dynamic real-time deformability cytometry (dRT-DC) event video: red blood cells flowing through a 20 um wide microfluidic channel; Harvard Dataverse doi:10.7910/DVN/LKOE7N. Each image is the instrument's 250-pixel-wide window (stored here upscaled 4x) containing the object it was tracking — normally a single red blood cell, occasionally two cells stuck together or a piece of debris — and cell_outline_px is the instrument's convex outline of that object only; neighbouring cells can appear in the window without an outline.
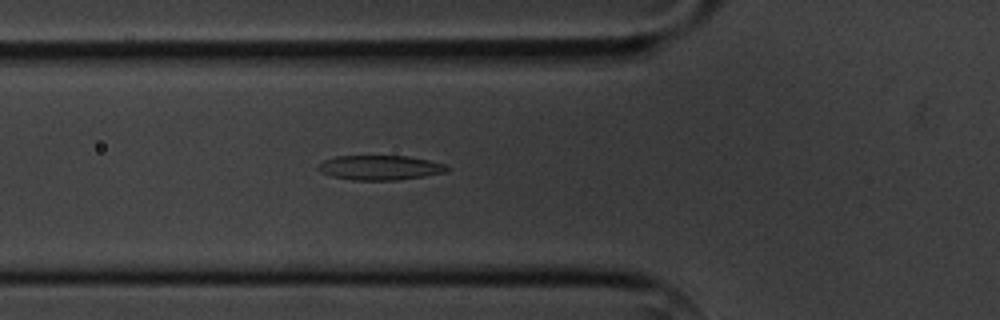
{"species": "common noctule bat (a hibernating species)", "species_latin": "Nyctalus noctula", "temperature_condition": "cold", "stored_images_in_passage": 5, "camera_frame_rate_fps": 3000, "um_per_image_px": 0.085, "animal": {"sex": "male", "body_mass_g": 20.1, "forearm_length_mm": 53.5}, "frame": {"image": 1, "passage_image": 5, "time_ms": 4.667, "image_size_px": [1000, 320], "cell_outline_px": [[448, 172], [400, 180], [352, 180], [332, 176], [320, 172], [316, 168], [316, 164], [324, 160], [336, 156], [408, 156], [448, 164]], "centroid_in_image_um": [32.29, 14.25], "position_along_channel_um": 93.5, "area_um2": 18.73}}